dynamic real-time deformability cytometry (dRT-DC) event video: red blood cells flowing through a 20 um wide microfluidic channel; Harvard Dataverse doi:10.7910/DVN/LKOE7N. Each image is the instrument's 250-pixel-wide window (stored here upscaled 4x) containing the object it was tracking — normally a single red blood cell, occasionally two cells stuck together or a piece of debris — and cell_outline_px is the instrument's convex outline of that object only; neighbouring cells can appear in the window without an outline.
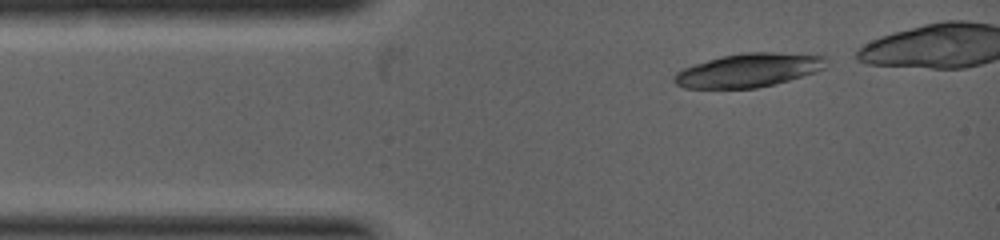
{"species": "common noctule bat (a hibernating species)", "species_latin": "Nyctalus noctula", "temperature_condition": "warm", "stored_images_in_passage": 2, "camera_frame_rate_fps": 5000, "um_per_image_px": 0.085, "animal": {"sex": "female", "body_mass_g": 19.0, "forearm_length_mm": 53.3}, "frame": {"image": 1, "passage_image": 1, "time_ms": 0.0, "image_size_px": [1000, 240], "cell_outline_px": [[824, 68], [816, 72], [776, 84], [756, 88], [684, 88], [676, 84], [672, 80], [672, 76], [676, 72], [684, 68], [720, 56], [744, 52], [772, 52], [824, 56]], "centroid_in_image_um": [63.58, 5.98], "position_along_channel_um": 21.4, "area_um2": 29.65}}